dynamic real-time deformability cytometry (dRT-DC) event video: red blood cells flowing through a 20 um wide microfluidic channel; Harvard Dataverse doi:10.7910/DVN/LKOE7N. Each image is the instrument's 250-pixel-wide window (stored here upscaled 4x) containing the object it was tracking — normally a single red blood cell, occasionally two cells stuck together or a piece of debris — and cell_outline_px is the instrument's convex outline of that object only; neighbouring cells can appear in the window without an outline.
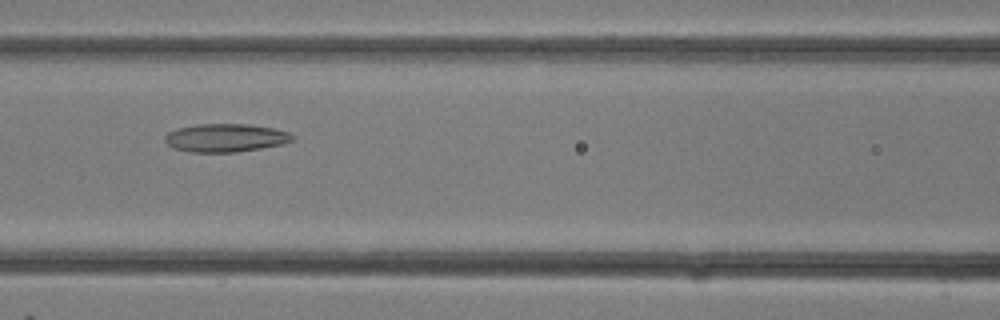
{"species": "common noctule bat (a hibernating species)", "species_latin": "Nyctalus noctula", "temperature_condition": "room temperature", "stored_images_in_passage": 31, "camera_frame_rate_fps": 3000, "um_per_image_px": 0.085, "animal": {"sex": "female"}, "frame": {"image": 1, "passage_image": 13, "time_ms": 4.0, "image_size_px": [1000, 320], "cell_outline_px": [[296, 140], [284, 144], [236, 152], [188, 152], [172, 148], [164, 140], [164, 136], [168, 132], [176, 128], [196, 124], [248, 124], [272, 128], [288, 132], [296, 136]], "centroid_in_image_um": [19.17, 11.72], "position_along_channel_um": 147.4, "area_um2": 21.21}}
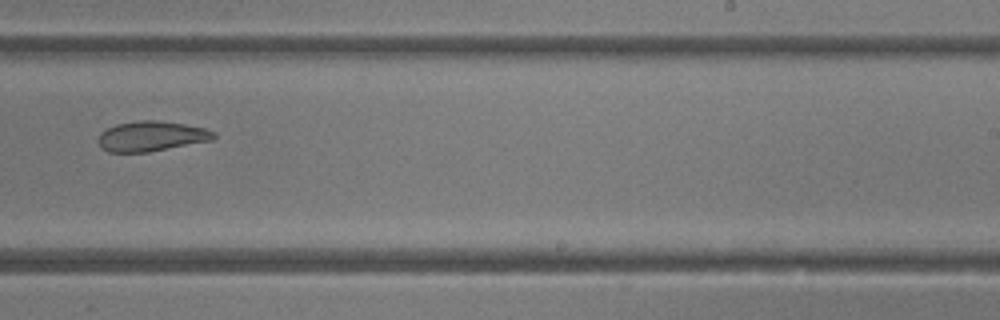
{"frame": {"image": 2, "passage_image": 19, "time_ms": 6.0, "image_size_px": [1000, 320], "cell_outline_px": [[216, 136], [212, 140], [148, 152], [108, 152], [100, 148], [100, 132], [116, 124], [140, 120], [160, 120], [184, 124], [204, 128], [216, 132]], "centroid_in_image_um": [12.88, 11.57], "position_along_channel_um": 276.1, "area_um2": 20.17}}
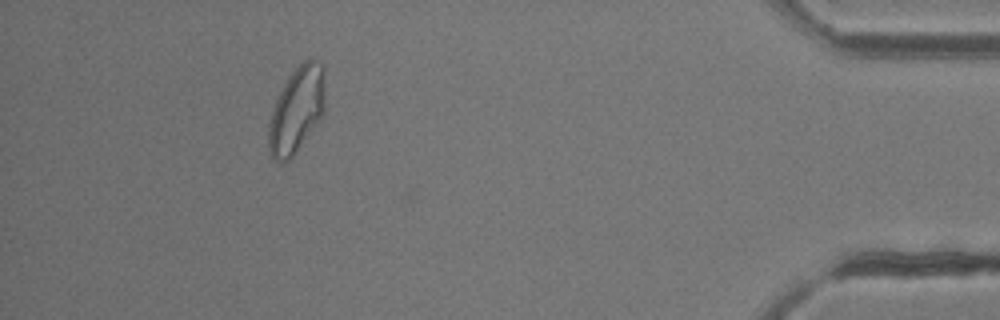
{"frame": {"image": 3, "passage_image": 28, "time_ms": 9.0, "image_size_px": [1000, 320], "cell_outline_px": [[324, 112], [316, 124], [292, 156], [288, 160], [276, 160], [272, 156], [268, 148], [268, 124], [272, 108], [288, 76], [308, 56], [324, 64]], "centroid_in_image_um": [25.22, 9.28], "position_along_channel_um": 410.0, "area_um2": 28.03}}